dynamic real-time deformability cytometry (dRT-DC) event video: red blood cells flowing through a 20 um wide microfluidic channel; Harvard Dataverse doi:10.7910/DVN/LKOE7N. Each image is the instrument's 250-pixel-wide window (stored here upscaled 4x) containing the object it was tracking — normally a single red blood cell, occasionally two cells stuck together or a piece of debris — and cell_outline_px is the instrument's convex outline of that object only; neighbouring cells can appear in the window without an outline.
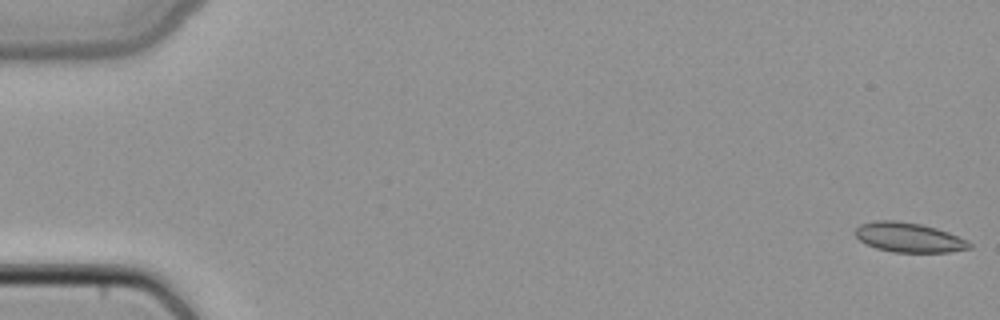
{"species": "common noctule bat (a hibernating species)", "species_latin": "Nyctalus noctula", "temperature_condition": "cold", "stored_images_in_passage": 49, "camera_frame_rate_fps": 3000, "um_per_image_px": 0.085, "animal": {"sex": "female", "body_mass_g": 22.7, "forearm_length_mm": 54.2}, "frame": {"image": 1, "passage_image": 1, "time_ms": 0.0, "image_size_px": [1000, 320], "cell_outline_px": [[972, 248], [948, 252], [892, 252], [876, 248], [860, 240], [856, 236], [856, 228], [860, 224], [876, 220], [896, 220], [920, 224], [936, 228], [948, 232], [968, 240], [972, 244]], "centroid_in_image_um": [77.28, 20.18], "position_along_channel_um": 7.7, "area_um2": 19.65}}
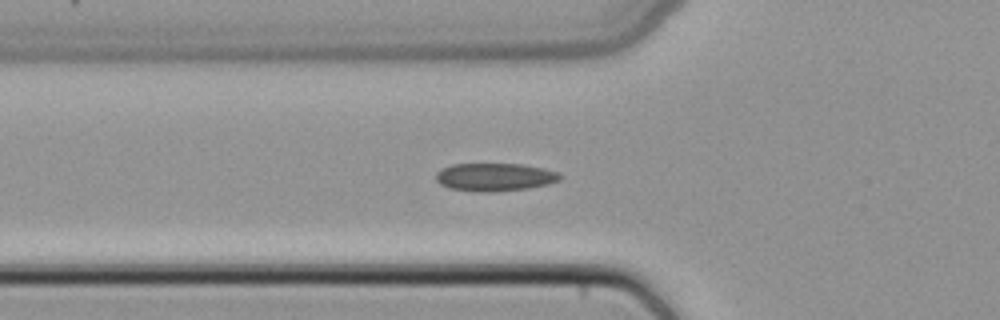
{"frame": {"image": 2, "passage_image": 18, "time_ms": 5.667, "image_size_px": [1000, 320], "cell_outline_px": [[564, 176], [560, 180], [548, 184], [528, 188], [488, 192], [480, 192], [448, 188], [440, 184], [436, 180], [436, 172], [440, 168], [452, 164], [524, 164], [544, 168], [560, 172]], "centroid_in_image_um": [42.07, 15.04], "position_along_channel_um": 83.7, "area_um2": 20.46}}
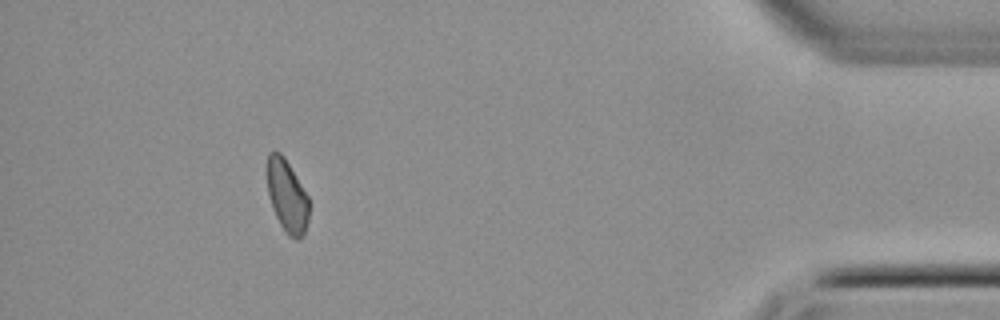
{"frame": {"image": 3, "passage_image": 45, "time_ms": 14.667, "image_size_px": [1000, 320], "cell_outline_px": [[308, 220], [304, 236], [300, 240], [296, 240], [288, 236], [280, 224], [272, 208], [268, 192], [268, 152], [280, 152], [284, 156], [308, 196]], "centroid_in_image_um": [24.42, 16.71], "position_along_channel_um": 410.8, "area_um2": 17.57}}